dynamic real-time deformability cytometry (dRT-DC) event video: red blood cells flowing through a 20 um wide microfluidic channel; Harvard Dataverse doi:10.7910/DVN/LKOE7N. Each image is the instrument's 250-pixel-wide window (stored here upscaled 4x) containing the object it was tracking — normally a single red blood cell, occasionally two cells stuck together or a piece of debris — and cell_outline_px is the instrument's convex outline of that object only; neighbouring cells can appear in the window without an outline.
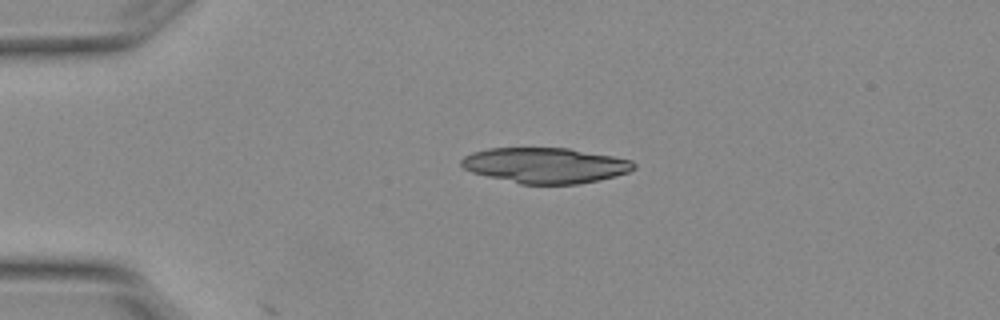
{"species": "Egyptian fruit bat (a non-hibernating species)", "species_latin": "Rousettus aegyptiacus", "temperature_condition": "warm", "stored_images_in_passage": 1, "camera_frame_rate_fps": 3000, "um_per_image_px": 0.085, "animal": {"sex": "female"}, "frame": {"image": 1, "passage_image": 1, "time_ms": 0.0, "image_size_px": [1000, 320], "cell_outline_px": [[636, 168], [628, 172], [616, 176], [600, 180], [576, 184], [520, 184], [472, 172], [464, 168], [460, 164], [460, 160], [464, 156], [472, 152], [488, 148], [568, 148], [612, 156], [632, 160], [636, 164]], "centroid_in_image_um": [46.36, 14.05], "position_along_channel_um": 38.6, "area_um2": 35.66}}